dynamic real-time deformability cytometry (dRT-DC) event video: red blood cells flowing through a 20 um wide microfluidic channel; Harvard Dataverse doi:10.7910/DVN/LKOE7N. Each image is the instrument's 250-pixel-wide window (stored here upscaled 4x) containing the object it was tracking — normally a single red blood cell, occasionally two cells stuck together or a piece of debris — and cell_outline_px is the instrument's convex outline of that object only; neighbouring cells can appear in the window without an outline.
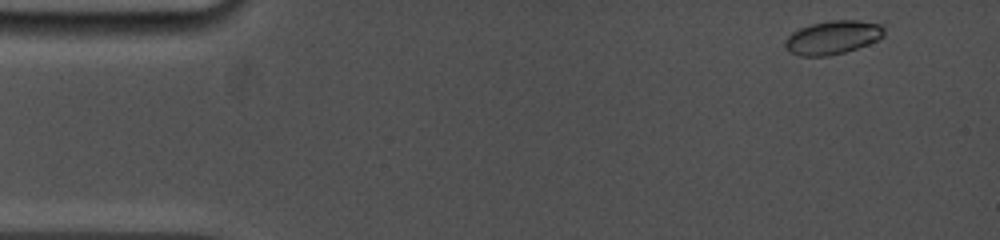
{"species": "common noctule bat (a hibernating species)", "species_latin": "Nyctalus noctula", "temperature_condition": "cold", "stored_images_in_passage": 4, "camera_frame_rate_fps": 5000, "um_per_image_px": 0.085, "animal": {"sex": "female", "body_mass_g": 19.0, "forearm_length_mm": 53.3}, "frame": {"image": 1, "passage_image": 1, "time_ms": 0.0, "image_size_px": [1000, 240], "cell_outline_px": [[884, 36], [868, 44], [844, 52], [828, 56], [800, 56], [792, 52], [784, 44], [784, 40], [792, 32], [800, 28], [812, 24], [832, 20], [856, 20], [884, 24]], "centroid_in_image_um": [70.8, 3.17], "position_along_channel_um": 14.2, "area_um2": 19.25}}
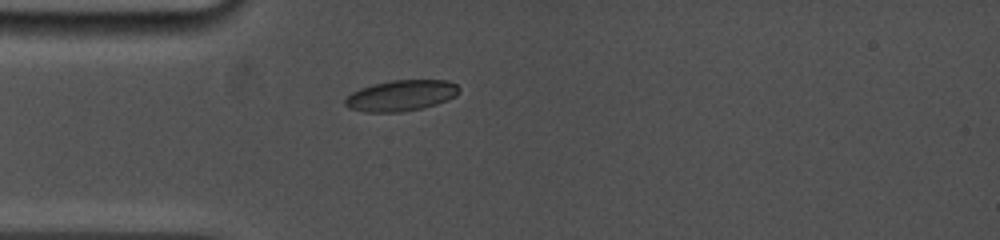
{"frame": {"image": 2, "passage_image": 4, "time_ms": 3.4, "image_size_px": [1000, 240], "cell_outline_px": [[460, 92], [456, 96], [448, 100], [436, 104], [420, 108], [400, 112], [364, 112], [348, 108], [344, 104], [344, 100], [352, 92], [360, 88], [372, 84], [392, 80], [448, 80], [456, 84], [460, 88]], "centroid_in_image_um": [34.09, 8.12], "position_along_channel_um": 50.9, "area_um2": 20.63}}